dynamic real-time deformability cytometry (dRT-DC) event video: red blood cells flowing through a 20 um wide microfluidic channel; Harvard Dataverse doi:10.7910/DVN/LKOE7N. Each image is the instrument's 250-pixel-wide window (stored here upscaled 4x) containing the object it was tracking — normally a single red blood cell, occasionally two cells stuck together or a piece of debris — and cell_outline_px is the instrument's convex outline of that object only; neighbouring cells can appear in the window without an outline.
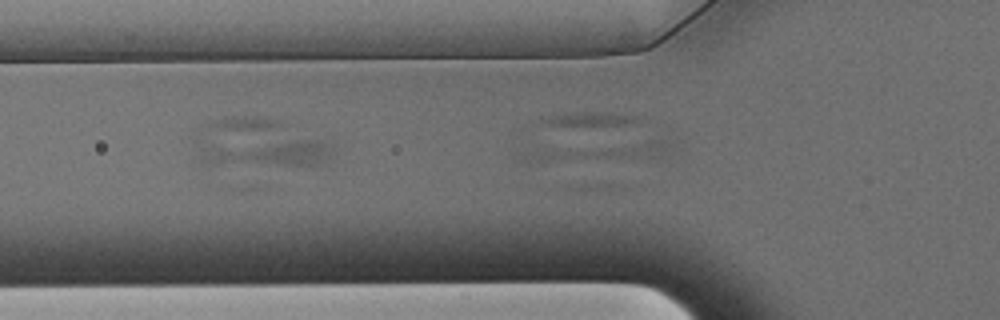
{"species": "Egyptian fruit bat (a non-hibernating species)", "species_latin": "Rousettus aegyptiacus", "temperature_condition": "warm", "stored_images_in_passage": 13, "camera_frame_rate_fps": 3000, "um_per_image_px": 0.085, "animal": {"sex": "male"}, "frame": {"image": 1, "passage_image": 4, "time_ms": 1.0, "image_size_px": [1000, 320], "cell_outline_px": [[680, 140], [676, 152], [648, 160], [528, 164], [516, 160], [512, 152], [544, 148], [676, 136]], "centroid_in_image_um": [51.16, 12.9], "position_along_channel_um": 74.6, "area_um2": 20.69}}